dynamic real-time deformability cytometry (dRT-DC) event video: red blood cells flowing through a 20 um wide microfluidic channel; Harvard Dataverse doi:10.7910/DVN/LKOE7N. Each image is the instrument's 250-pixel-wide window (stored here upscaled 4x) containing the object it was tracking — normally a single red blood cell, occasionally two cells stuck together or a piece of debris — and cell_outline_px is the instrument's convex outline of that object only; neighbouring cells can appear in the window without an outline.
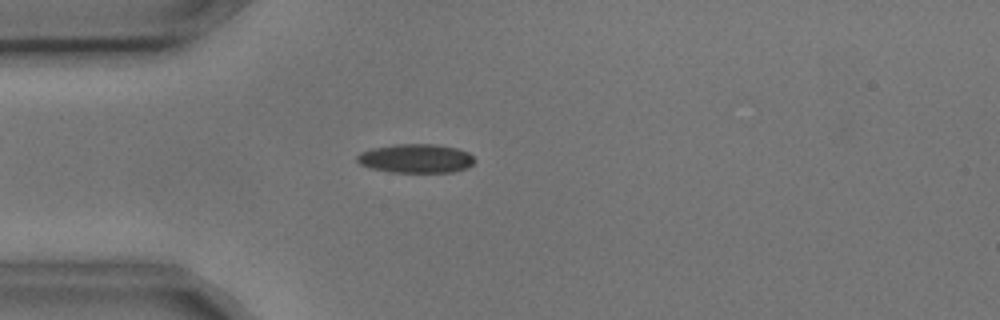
{"species": "common noctule bat (a hibernating species)", "species_latin": "Nyctalus noctula", "temperature_condition": "cold", "stored_images_in_passage": 3, "camera_frame_rate_fps": 3000, "um_per_image_px": 0.085, "animal": {"sex": "male", "body_mass_g": 17.9, "forearm_length_mm": 54.2}, "frame": {"image": 1, "passage_image": 3, "time_ms": 0.667, "image_size_px": [1000, 320], "cell_outline_px": [[476, 160], [468, 168], [452, 172], [392, 172], [372, 168], [360, 164], [356, 160], [356, 156], [360, 152], [372, 148], [396, 144], [436, 144], [456, 148], [468, 152]], "centroid_in_image_um": [35.36, 13.46], "position_along_channel_um": 49.6, "area_um2": 19.83}}